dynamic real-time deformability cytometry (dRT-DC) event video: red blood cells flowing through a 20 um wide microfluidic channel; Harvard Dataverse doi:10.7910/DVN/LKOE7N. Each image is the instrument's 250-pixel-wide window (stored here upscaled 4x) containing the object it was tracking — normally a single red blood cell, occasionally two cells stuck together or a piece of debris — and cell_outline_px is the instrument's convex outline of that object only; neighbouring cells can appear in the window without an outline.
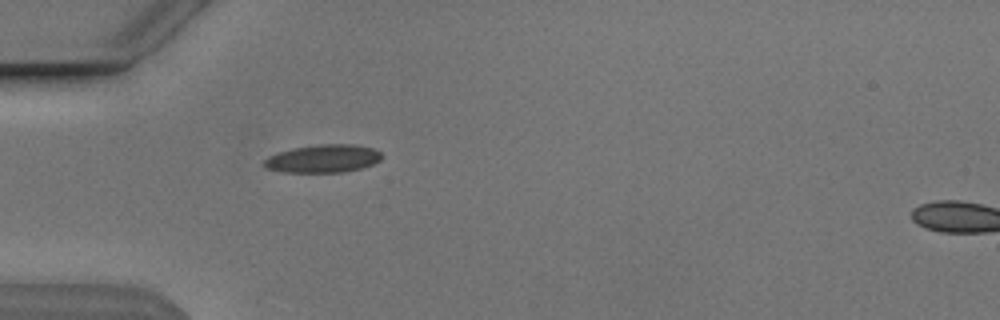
{"species": "Egyptian fruit bat (a non-hibernating species)", "species_latin": "Rousettus aegyptiacus", "temperature_condition": "cold", "stored_images_in_passage": 3, "camera_frame_rate_fps": 3000, "um_per_image_px": 0.085, "animal": {"sex": "male"}, "frame": {"image": 1, "passage_image": 1, "time_ms": 0.0, "image_size_px": [1000, 320], "cell_outline_px": [[384, 156], [380, 160], [364, 168], [344, 172], [284, 172], [264, 168], [264, 160], [268, 156], [292, 148], [320, 144], [352, 144], [372, 148], [380, 152]], "centroid_in_image_um": [27.48, 13.48], "position_along_channel_um": 57.5, "area_um2": 19.25}}